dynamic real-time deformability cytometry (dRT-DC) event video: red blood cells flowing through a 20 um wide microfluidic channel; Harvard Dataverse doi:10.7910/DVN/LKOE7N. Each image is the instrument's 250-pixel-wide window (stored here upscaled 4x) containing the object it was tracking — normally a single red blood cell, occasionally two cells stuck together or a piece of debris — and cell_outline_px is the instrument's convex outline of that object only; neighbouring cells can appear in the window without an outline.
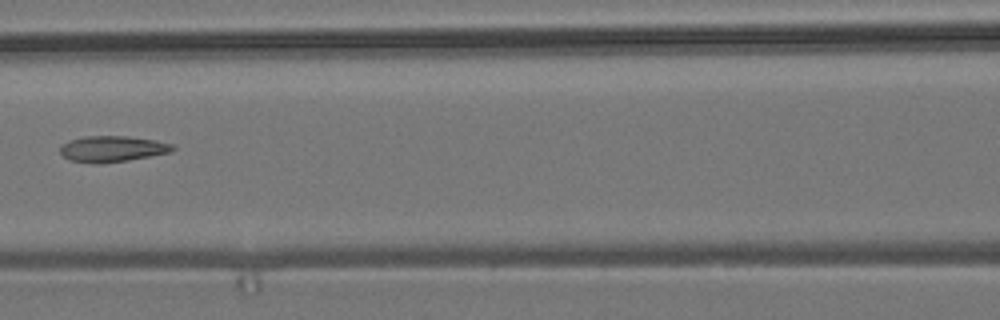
{"species": "common noctule bat (a hibernating species)", "species_latin": "Nyctalus noctula", "temperature_condition": "room temperature", "stored_images_in_passage": 4, "camera_frame_rate_fps": 3000, "um_per_image_px": 0.085, "animal": {"sex": "male", "body_mass_g": 19.2, "forearm_length_mm": 51.8}, "frame": {"image": 1, "passage_image": 4, "time_ms": 3.667, "image_size_px": [1000, 320], "cell_outline_px": [[176, 148], [172, 152], [128, 160], [100, 164], [96, 164], [68, 160], [60, 152], [60, 148], [64, 144], [72, 140], [84, 136], [128, 136], [156, 140], [172, 144]], "centroid_in_image_um": [9.57, 12.66], "position_along_channel_um": 157.0, "area_um2": 17.05}}